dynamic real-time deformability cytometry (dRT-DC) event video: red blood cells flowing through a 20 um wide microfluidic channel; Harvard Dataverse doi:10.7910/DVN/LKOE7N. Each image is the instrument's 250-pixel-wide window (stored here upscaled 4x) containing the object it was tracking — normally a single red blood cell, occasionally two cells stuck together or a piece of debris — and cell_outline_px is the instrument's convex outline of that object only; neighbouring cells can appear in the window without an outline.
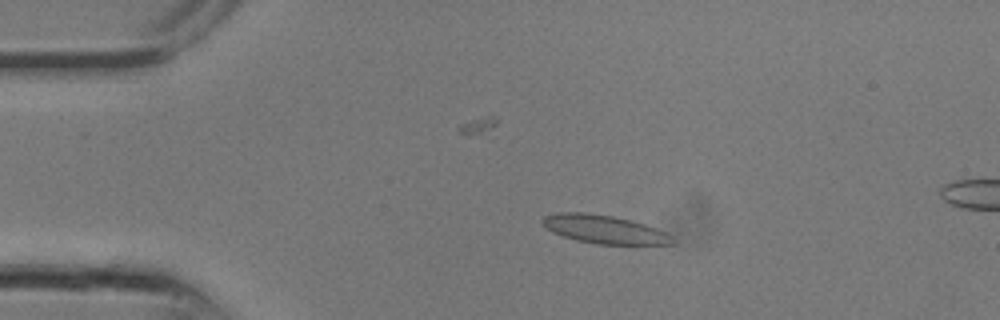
{"species": "common noctule bat (a hibernating species)", "species_latin": "Nyctalus noctula", "temperature_condition": "room temperature", "stored_images_in_passage": 12, "camera_frame_rate_fps": 3000, "um_per_image_px": 0.085, "animal": {"sex": "male", "body_mass_g": 13.3}, "frame": {"image": 1, "passage_image": 6, "time_ms": 1.667, "image_size_px": [1000, 320], "cell_outline_px": [[676, 244], [596, 244], [576, 240], [552, 232], [540, 220], [544, 216], [556, 212], [584, 212], [612, 216], [644, 224], [656, 228], [672, 236]], "centroid_in_image_um": [51.34, 19.49], "position_along_channel_um": 33.7, "area_um2": 21.27}}
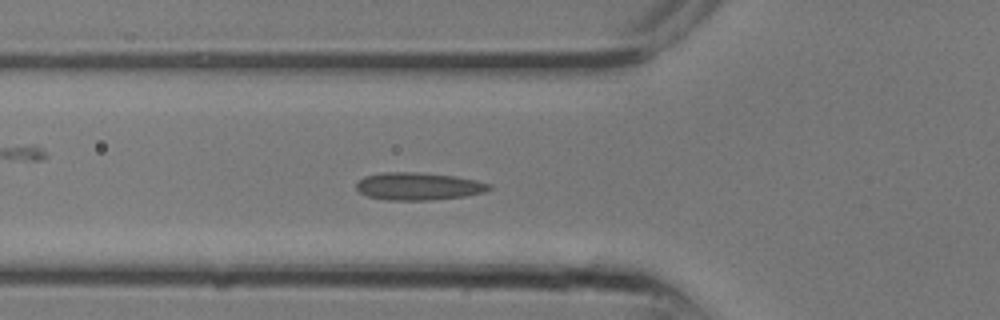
{"frame": {"image": 2, "passage_image": 10, "time_ms": 3.0, "image_size_px": [1000, 320], "cell_outline_px": [[492, 188], [484, 192], [464, 196], [432, 200], [388, 200], [368, 196], [360, 192], [356, 188], [356, 180], [364, 176], [380, 172], [420, 172], [456, 176], [476, 180], [492, 184]], "centroid_in_image_um": [35.55, 15.82], "position_along_channel_um": 90.2, "area_um2": 21.56}}
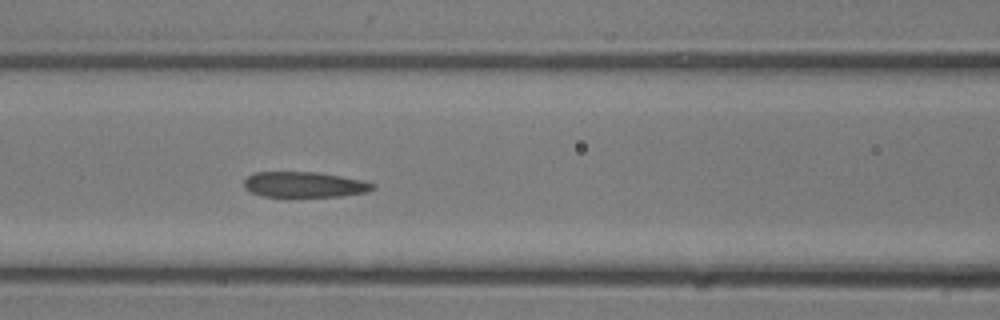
{"frame": {"image": 3, "passage_image": 12, "time_ms": 3.667, "image_size_px": [1000, 320], "cell_outline_px": [[376, 188], [364, 192], [340, 196], [288, 200], [264, 196], [252, 192], [244, 188], [244, 180], [252, 172], [316, 172], [364, 180], [376, 184]], "centroid_in_image_um": [25.84, 15.74], "position_along_channel_um": 140.8, "area_um2": 20.11}}